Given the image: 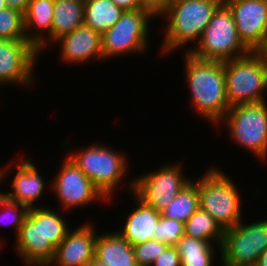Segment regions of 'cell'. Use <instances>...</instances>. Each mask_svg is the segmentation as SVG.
I'll return each instance as SVG.
<instances>
[{"label": "cell", "mask_w": 267, "mask_h": 266, "mask_svg": "<svg viewBox=\"0 0 267 266\" xmlns=\"http://www.w3.org/2000/svg\"><path fill=\"white\" fill-rule=\"evenodd\" d=\"M184 55L192 106L202 118L218 125L230 108L225 90L224 62L198 59L189 52Z\"/></svg>", "instance_id": "obj_1"}, {"label": "cell", "mask_w": 267, "mask_h": 266, "mask_svg": "<svg viewBox=\"0 0 267 266\" xmlns=\"http://www.w3.org/2000/svg\"><path fill=\"white\" fill-rule=\"evenodd\" d=\"M222 3L223 0H179L169 3L161 15L168 23L162 53L170 54L194 40L198 43L213 13Z\"/></svg>", "instance_id": "obj_2"}, {"label": "cell", "mask_w": 267, "mask_h": 266, "mask_svg": "<svg viewBox=\"0 0 267 266\" xmlns=\"http://www.w3.org/2000/svg\"><path fill=\"white\" fill-rule=\"evenodd\" d=\"M225 90L229 106L264 102L267 60L258 52L224 62Z\"/></svg>", "instance_id": "obj_3"}, {"label": "cell", "mask_w": 267, "mask_h": 266, "mask_svg": "<svg viewBox=\"0 0 267 266\" xmlns=\"http://www.w3.org/2000/svg\"><path fill=\"white\" fill-rule=\"evenodd\" d=\"M218 167H211L196 181L199 208L209 213L223 230L241 221V195L235 183Z\"/></svg>", "instance_id": "obj_4"}, {"label": "cell", "mask_w": 267, "mask_h": 266, "mask_svg": "<svg viewBox=\"0 0 267 266\" xmlns=\"http://www.w3.org/2000/svg\"><path fill=\"white\" fill-rule=\"evenodd\" d=\"M197 45L186 52L202 60L225 62L251 52L240 40L232 12L224 3L213 13Z\"/></svg>", "instance_id": "obj_5"}, {"label": "cell", "mask_w": 267, "mask_h": 266, "mask_svg": "<svg viewBox=\"0 0 267 266\" xmlns=\"http://www.w3.org/2000/svg\"><path fill=\"white\" fill-rule=\"evenodd\" d=\"M87 147L78 152L73 151L68 157L111 202L112 193L118 189L119 182L127 172V158L124 153L112 150L107 145L92 144Z\"/></svg>", "instance_id": "obj_6"}, {"label": "cell", "mask_w": 267, "mask_h": 266, "mask_svg": "<svg viewBox=\"0 0 267 266\" xmlns=\"http://www.w3.org/2000/svg\"><path fill=\"white\" fill-rule=\"evenodd\" d=\"M222 123L240 147L252 152L259 160L266 158L267 101L231 106L218 125Z\"/></svg>", "instance_id": "obj_7"}, {"label": "cell", "mask_w": 267, "mask_h": 266, "mask_svg": "<svg viewBox=\"0 0 267 266\" xmlns=\"http://www.w3.org/2000/svg\"><path fill=\"white\" fill-rule=\"evenodd\" d=\"M153 17L144 9L123 11L120 19L101 35L102 58L147 51L148 26Z\"/></svg>", "instance_id": "obj_8"}, {"label": "cell", "mask_w": 267, "mask_h": 266, "mask_svg": "<svg viewBox=\"0 0 267 266\" xmlns=\"http://www.w3.org/2000/svg\"><path fill=\"white\" fill-rule=\"evenodd\" d=\"M238 224L224 230L221 266H255L260 254L267 248V219L249 224Z\"/></svg>", "instance_id": "obj_9"}, {"label": "cell", "mask_w": 267, "mask_h": 266, "mask_svg": "<svg viewBox=\"0 0 267 266\" xmlns=\"http://www.w3.org/2000/svg\"><path fill=\"white\" fill-rule=\"evenodd\" d=\"M179 163L166 164L151 173L142 174L130 182L132 195L146 205L162 212L191 180L185 178ZM182 172V173H181Z\"/></svg>", "instance_id": "obj_10"}, {"label": "cell", "mask_w": 267, "mask_h": 266, "mask_svg": "<svg viewBox=\"0 0 267 266\" xmlns=\"http://www.w3.org/2000/svg\"><path fill=\"white\" fill-rule=\"evenodd\" d=\"M64 161L50 185L62 210L88 206L101 198L108 201L68 156Z\"/></svg>", "instance_id": "obj_11"}, {"label": "cell", "mask_w": 267, "mask_h": 266, "mask_svg": "<svg viewBox=\"0 0 267 266\" xmlns=\"http://www.w3.org/2000/svg\"><path fill=\"white\" fill-rule=\"evenodd\" d=\"M230 9L240 40L259 51L267 39V0H223Z\"/></svg>", "instance_id": "obj_12"}, {"label": "cell", "mask_w": 267, "mask_h": 266, "mask_svg": "<svg viewBox=\"0 0 267 266\" xmlns=\"http://www.w3.org/2000/svg\"><path fill=\"white\" fill-rule=\"evenodd\" d=\"M16 238V251L26 266H48L56 247L43 232V207L31 208Z\"/></svg>", "instance_id": "obj_13"}, {"label": "cell", "mask_w": 267, "mask_h": 266, "mask_svg": "<svg viewBox=\"0 0 267 266\" xmlns=\"http://www.w3.org/2000/svg\"><path fill=\"white\" fill-rule=\"evenodd\" d=\"M38 55L37 49L28 40L0 39V85L33 84Z\"/></svg>", "instance_id": "obj_14"}, {"label": "cell", "mask_w": 267, "mask_h": 266, "mask_svg": "<svg viewBox=\"0 0 267 266\" xmlns=\"http://www.w3.org/2000/svg\"><path fill=\"white\" fill-rule=\"evenodd\" d=\"M84 223L77 229L69 230L66 237L56 247L51 262L53 266H85L95 257V244L98 233L92 223Z\"/></svg>", "instance_id": "obj_15"}, {"label": "cell", "mask_w": 267, "mask_h": 266, "mask_svg": "<svg viewBox=\"0 0 267 266\" xmlns=\"http://www.w3.org/2000/svg\"><path fill=\"white\" fill-rule=\"evenodd\" d=\"M60 44V58L64 62L84 64L93 58L103 60L101 50V35L90 27L82 25L54 40Z\"/></svg>", "instance_id": "obj_16"}, {"label": "cell", "mask_w": 267, "mask_h": 266, "mask_svg": "<svg viewBox=\"0 0 267 266\" xmlns=\"http://www.w3.org/2000/svg\"><path fill=\"white\" fill-rule=\"evenodd\" d=\"M20 162L16 166L18 171L12 179V192H2V194L28 209L39 207L34 204H36L44 192L45 180L32 160L22 159Z\"/></svg>", "instance_id": "obj_17"}, {"label": "cell", "mask_w": 267, "mask_h": 266, "mask_svg": "<svg viewBox=\"0 0 267 266\" xmlns=\"http://www.w3.org/2000/svg\"><path fill=\"white\" fill-rule=\"evenodd\" d=\"M53 9L54 0H30L23 14L26 39L35 46L39 54L51 41ZM31 30H35V33H31Z\"/></svg>", "instance_id": "obj_18"}, {"label": "cell", "mask_w": 267, "mask_h": 266, "mask_svg": "<svg viewBox=\"0 0 267 266\" xmlns=\"http://www.w3.org/2000/svg\"><path fill=\"white\" fill-rule=\"evenodd\" d=\"M134 198L138 206L129 214L123 229L117 231L132 246L155 239L156 224L161 216V212Z\"/></svg>", "instance_id": "obj_19"}, {"label": "cell", "mask_w": 267, "mask_h": 266, "mask_svg": "<svg viewBox=\"0 0 267 266\" xmlns=\"http://www.w3.org/2000/svg\"><path fill=\"white\" fill-rule=\"evenodd\" d=\"M95 258L107 266H138L133 246L117 231L97 234Z\"/></svg>", "instance_id": "obj_20"}, {"label": "cell", "mask_w": 267, "mask_h": 266, "mask_svg": "<svg viewBox=\"0 0 267 266\" xmlns=\"http://www.w3.org/2000/svg\"><path fill=\"white\" fill-rule=\"evenodd\" d=\"M84 0H54L51 42L84 25Z\"/></svg>", "instance_id": "obj_21"}, {"label": "cell", "mask_w": 267, "mask_h": 266, "mask_svg": "<svg viewBox=\"0 0 267 266\" xmlns=\"http://www.w3.org/2000/svg\"><path fill=\"white\" fill-rule=\"evenodd\" d=\"M123 11L112 0H84V25L102 35L120 19Z\"/></svg>", "instance_id": "obj_22"}, {"label": "cell", "mask_w": 267, "mask_h": 266, "mask_svg": "<svg viewBox=\"0 0 267 266\" xmlns=\"http://www.w3.org/2000/svg\"><path fill=\"white\" fill-rule=\"evenodd\" d=\"M175 247L181 258V266H211L213 264V255L216 251L212 242L184 234Z\"/></svg>", "instance_id": "obj_23"}, {"label": "cell", "mask_w": 267, "mask_h": 266, "mask_svg": "<svg viewBox=\"0 0 267 266\" xmlns=\"http://www.w3.org/2000/svg\"><path fill=\"white\" fill-rule=\"evenodd\" d=\"M184 234L204 241H216L217 246H221L224 230L209 213L199 208L184 223Z\"/></svg>", "instance_id": "obj_24"}, {"label": "cell", "mask_w": 267, "mask_h": 266, "mask_svg": "<svg viewBox=\"0 0 267 266\" xmlns=\"http://www.w3.org/2000/svg\"><path fill=\"white\" fill-rule=\"evenodd\" d=\"M199 209L197 183L190 181L161 212L169 219L185 223Z\"/></svg>", "instance_id": "obj_25"}, {"label": "cell", "mask_w": 267, "mask_h": 266, "mask_svg": "<svg viewBox=\"0 0 267 266\" xmlns=\"http://www.w3.org/2000/svg\"><path fill=\"white\" fill-rule=\"evenodd\" d=\"M0 39L27 40L23 13L9 7L0 10Z\"/></svg>", "instance_id": "obj_26"}, {"label": "cell", "mask_w": 267, "mask_h": 266, "mask_svg": "<svg viewBox=\"0 0 267 266\" xmlns=\"http://www.w3.org/2000/svg\"><path fill=\"white\" fill-rule=\"evenodd\" d=\"M58 212L50 208L43 207V232L46 240H50L51 243L57 247L62 240L66 237L68 225L66 220Z\"/></svg>", "instance_id": "obj_27"}, {"label": "cell", "mask_w": 267, "mask_h": 266, "mask_svg": "<svg viewBox=\"0 0 267 266\" xmlns=\"http://www.w3.org/2000/svg\"><path fill=\"white\" fill-rule=\"evenodd\" d=\"M183 235V222L169 219L161 214L160 220L156 224L155 240L162 241L168 246L175 247Z\"/></svg>", "instance_id": "obj_28"}, {"label": "cell", "mask_w": 267, "mask_h": 266, "mask_svg": "<svg viewBox=\"0 0 267 266\" xmlns=\"http://www.w3.org/2000/svg\"><path fill=\"white\" fill-rule=\"evenodd\" d=\"M0 209L3 210V217H8L9 224L12 225L15 229V236H17L21 226L23 225L24 219L26 218L29 209L16 201H12L11 199H8L2 192H0ZM1 214V213H0ZM1 215V216H2ZM0 216V222H3L1 220ZM10 218V219H9Z\"/></svg>", "instance_id": "obj_29"}, {"label": "cell", "mask_w": 267, "mask_h": 266, "mask_svg": "<svg viewBox=\"0 0 267 266\" xmlns=\"http://www.w3.org/2000/svg\"><path fill=\"white\" fill-rule=\"evenodd\" d=\"M167 247L166 243L155 239L133 246L138 266H151Z\"/></svg>", "instance_id": "obj_30"}, {"label": "cell", "mask_w": 267, "mask_h": 266, "mask_svg": "<svg viewBox=\"0 0 267 266\" xmlns=\"http://www.w3.org/2000/svg\"><path fill=\"white\" fill-rule=\"evenodd\" d=\"M151 266H181V258L176 247L168 246Z\"/></svg>", "instance_id": "obj_31"}, {"label": "cell", "mask_w": 267, "mask_h": 266, "mask_svg": "<svg viewBox=\"0 0 267 266\" xmlns=\"http://www.w3.org/2000/svg\"><path fill=\"white\" fill-rule=\"evenodd\" d=\"M170 0H140V7L149 11L154 18L161 17L166 11ZM156 16V17H155Z\"/></svg>", "instance_id": "obj_32"}, {"label": "cell", "mask_w": 267, "mask_h": 266, "mask_svg": "<svg viewBox=\"0 0 267 266\" xmlns=\"http://www.w3.org/2000/svg\"><path fill=\"white\" fill-rule=\"evenodd\" d=\"M117 6L125 10L142 9L140 7V0H112Z\"/></svg>", "instance_id": "obj_33"}, {"label": "cell", "mask_w": 267, "mask_h": 266, "mask_svg": "<svg viewBox=\"0 0 267 266\" xmlns=\"http://www.w3.org/2000/svg\"><path fill=\"white\" fill-rule=\"evenodd\" d=\"M6 2L7 7L18 10L21 13H25L27 10L28 4L30 0H4Z\"/></svg>", "instance_id": "obj_34"}, {"label": "cell", "mask_w": 267, "mask_h": 266, "mask_svg": "<svg viewBox=\"0 0 267 266\" xmlns=\"http://www.w3.org/2000/svg\"><path fill=\"white\" fill-rule=\"evenodd\" d=\"M255 266H267V248L260 254Z\"/></svg>", "instance_id": "obj_35"}, {"label": "cell", "mask_w": 267, "mask_h": 266, "mask_svg": "<svg viewBox=\"0 0 267 266\" xmlns=\"http://www.w3.org/2000/svg\"><path fill=\"white\" fill-rule=\"evenodd\" d=\"M85 266H107L97 258H93L91 261H89Z\"/></svg>", "instance_id": "obj_36"}, {"label": "cell", "mask_w": 267, "mask_h": 266, "mask_svg": "<svg viewBox=\"0 0 267 266\" xmlns=\"http://www.w3.org/2000/svg\"><path fill=\"white\" fill-rule=\"evenodd\" d=\"M12 165V163L11 164H8V166L6 165L5 167H3V168H1L0 167V183H1V181L2 180H4V178H5V173H7V172H9V171H7L8 169H9V167Z\"/></svg>", "instance_id": "obj_37"}, {"label": "cell", "mask_w": 267, "mask_h": 266, "mask_svg": "<svg viewBox=\"0 0 267 266\" xmlns=\"http://www.w3.org/2000/svg\"><path fill=\"white\" fill-rule=\"evenodd\" d=\"M267 60V39L262 48L258 51Z\"/></svg>", "instance_id": "obj_38"}, {"label": "cell", "mask_w": 267, "mask_h": 266, "mask_svg": "<svg viewBox=\"0 0 267 266\" xmlns=\"http://www.w3.org/2000/svg\"><path fill=\"white\" fill-rule=\"evenodd\" d=\"M6 2L4 0H0V10L6 8Z\"/></svg>", "instance_id": "obj_39"}, {"label": "cell", "mask_w": 267, "mask_h": 266, "mask_svg": "<svg viewBox=\"0 0 267 266\" xmlns=\"http://www.w3.org/2000/svg\"><path fill=\"white\" fill-rule=\"evenodd\" d=\"M176 1H179V0H170V3H171V2H176Z\"/></svg>", "instance_id": "obj_40"}]
</instances>
